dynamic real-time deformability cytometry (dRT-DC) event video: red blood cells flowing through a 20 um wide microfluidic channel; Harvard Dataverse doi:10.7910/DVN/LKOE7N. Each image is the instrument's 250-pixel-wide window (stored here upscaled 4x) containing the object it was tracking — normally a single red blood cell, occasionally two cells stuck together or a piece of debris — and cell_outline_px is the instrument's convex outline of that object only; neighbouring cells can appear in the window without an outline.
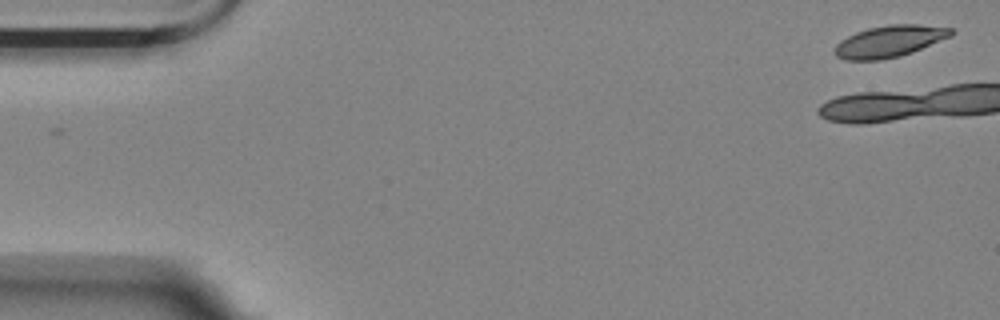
{"species": "Egyptian fruit bat (a non-hibernating species)", "species_latin": "Rousettus aegyptiacus", "temperature_condition": "room temperature", "stored_images_in_passage": 2, "camera_frame_rate_fps": 3000, "um_per_image_px": 0.085, "animal": {"sex": "female"}, "frame": {"image": 1, "passage_image": 2, "time_ms": 0.333, "image_size_px": [1000, 320], "cell_outline_px": [[956, 32], [952, 36], [912, 52], [900, 56], [880, 60], [844, 60], [836, 56], [836, 44], [840, 40], [856, 32], [868, 28], [888, 24], [916, 24], [952, 28]], "centroid_in_image_um": [75.63, 3.5], "position_along_channel_um": 9.4, "area_um2": 21.5}}